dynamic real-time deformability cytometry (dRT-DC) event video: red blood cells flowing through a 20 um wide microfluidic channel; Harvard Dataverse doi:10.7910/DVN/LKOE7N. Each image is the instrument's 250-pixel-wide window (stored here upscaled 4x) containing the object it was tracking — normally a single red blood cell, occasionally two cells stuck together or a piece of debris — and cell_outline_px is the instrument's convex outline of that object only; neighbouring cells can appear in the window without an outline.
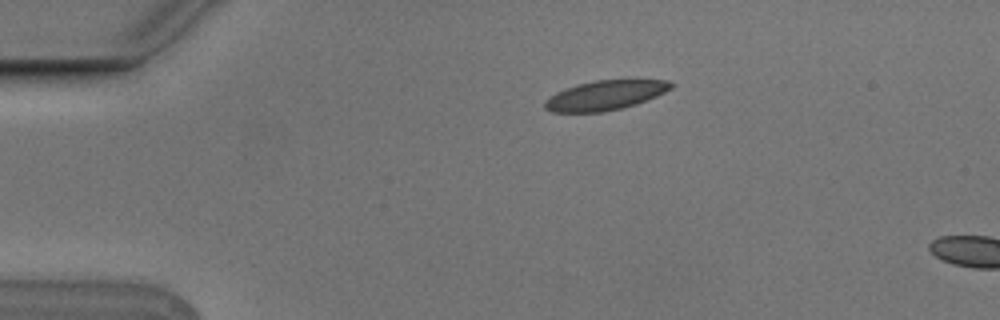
{"species": "Egyptian fruit bat (a non-hibernating species)", "species_latin": "Rousettus aegyptiacus", "temperature_condition": "cold", "stored_images_in_passage": 2, "camera_frame_rate_fps": 3000, "um_per_image_px": 0.085, "animal": {"sex": "male"}, "frame": {"image": 1, "passage_image": 1, "time_ms": 0.0, "image_size_px": [1000, 320], "cell_outline_px": [[676, 84], [672, 88], [656, 96], [636, 104], [604, 112], [552, 112], [544, 108], [544, 100], [556, 92], [580, 84], [596, 80], [668, 80]], "centroid_in_image_um": [51.45, 8.1], "position_along_channel_um": 33.6, "area_um2": 21.56}}